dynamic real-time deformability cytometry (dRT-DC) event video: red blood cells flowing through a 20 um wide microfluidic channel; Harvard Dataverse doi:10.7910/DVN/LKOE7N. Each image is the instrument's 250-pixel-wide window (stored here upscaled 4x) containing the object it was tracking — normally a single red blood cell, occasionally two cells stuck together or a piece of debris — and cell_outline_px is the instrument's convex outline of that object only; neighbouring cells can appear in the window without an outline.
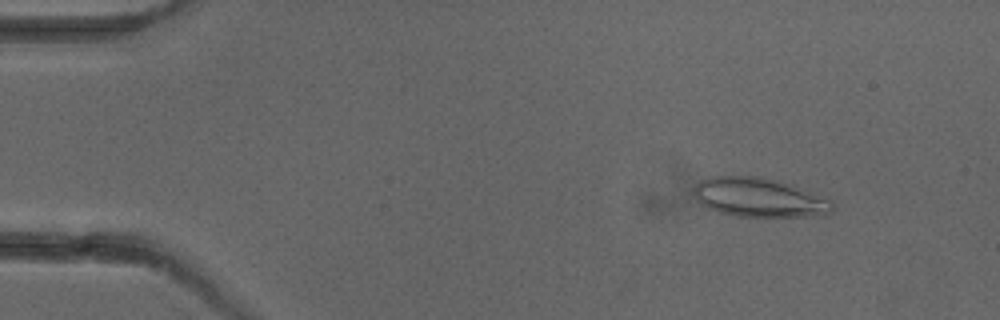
{"species": "common noctule bat (a hibernating species)", "species_latin": "Nyctalus noctula", "temperature_condition": "cold", "stored_images_in_passage": 5, "camera_frame_rate_fps": 3000, "um_per_image_px": 0.085, "animal": {"sex": "female"}, "frame": {"image": 1, "passage_image": 1, "time_ms": 0.0, "image_size_px": [1000, 320], "cell_outline_px": [[832, 212], [824, 216], [736, 216], [720, 212], [708, 208], [700, 204], [696, 200], [692, 192], [692, 188], [700, 180], [708, 176], [760, 176], [792, 184], [832, 200]], "centroid_in_image_um": [64.5, 16.77], "position_along_channel_um": 20.5, "area_um2": 31.91}}